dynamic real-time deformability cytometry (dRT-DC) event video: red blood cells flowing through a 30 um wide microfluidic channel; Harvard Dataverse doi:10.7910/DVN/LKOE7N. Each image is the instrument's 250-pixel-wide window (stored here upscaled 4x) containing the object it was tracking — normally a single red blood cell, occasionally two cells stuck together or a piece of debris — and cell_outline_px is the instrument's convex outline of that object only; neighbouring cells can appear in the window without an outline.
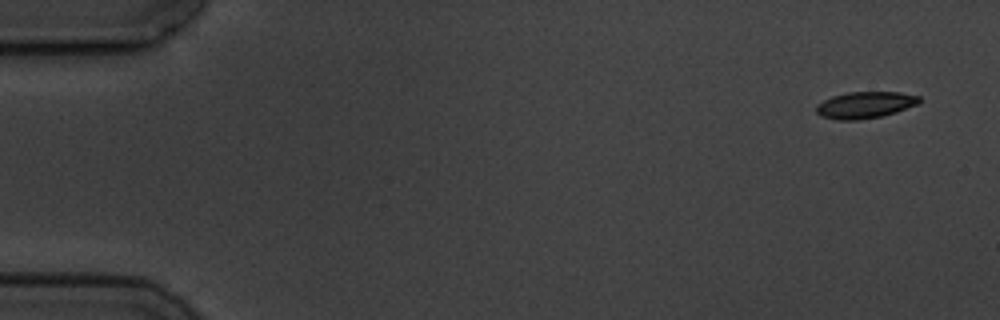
{"species": "common noctule bat (a hibernating species)", "species_latin": "Nyctalus noctula", "temperature_condition": "cold", "stored_images_in_passage": 6, "segment_of_instrument_passage": [1, 2], "camera_frame_rate_fps": 3000, "um_per_image_px": 0.085, "animal": {"sex": "male", "body_mass_g": 19.5, "forearm_length_mm": 54.6}, "frame": {"image": 1, "passage_image": 1, "time_ms": 0.0, "image_size_px": [1000, 320], "cell_outline_px": [[920, 104], [896, 112], [880, 116], [860, 120], [836, 120], [820, 116], [816, 112], [816, 104], [832, 96], [848, 92], [900, 92], [920, 96]], "centroid_in_image_um": [73.53, 8.92], "position_along_channel_um": 11.5, "area_um2": 16.13}}
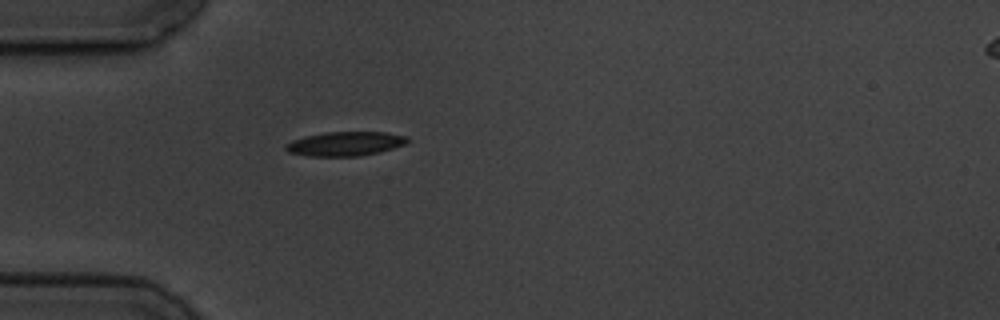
{"frame": {"image": 2, "passage_image": 5, "time_ms": 4.667, "image_size_px": [1000, 320], "cell_outline_px": [[408, 140], [404, 144], [380, 152], [360, 156], [308, 156], [288, 152], [284, 148], [284, 144], [292, 140], [304, 136], [324, 132], [384, 132], [408, 136]], "centroid_in_image_um": [29.3, 12.22], "position_along_channel_um": 55.7, "area_um2": 17.22}}